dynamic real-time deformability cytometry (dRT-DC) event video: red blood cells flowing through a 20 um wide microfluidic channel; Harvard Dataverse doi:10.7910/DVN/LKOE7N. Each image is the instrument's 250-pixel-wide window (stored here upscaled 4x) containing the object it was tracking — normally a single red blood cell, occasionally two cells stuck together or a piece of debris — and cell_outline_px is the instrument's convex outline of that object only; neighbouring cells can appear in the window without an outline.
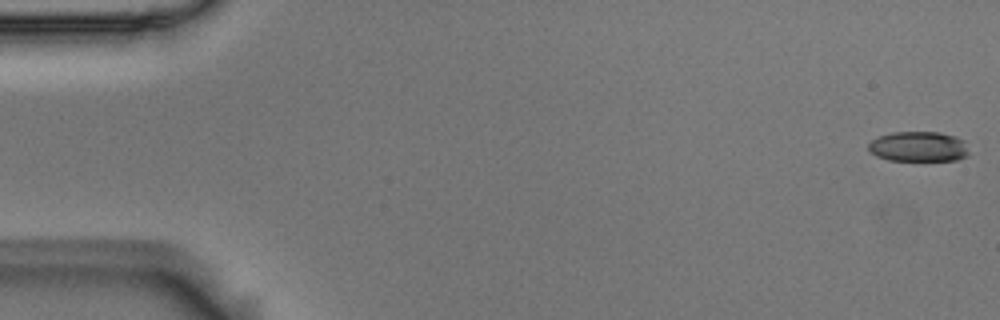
{"species": "Egyptian fruit bat (a non-hibernating species)", "species_latin": "Rousettus aegyptiacus", "temperature_condition": "room temperature", "stored_images_in_passage": 55, "camera_frame_rate_fps": 3000, "um_per_image_px": 0.085, "animal": {"sex": "male"}, "frame": {"image": 1, "passage_image": 1, "time_ms": 0.0, "image_size_px": [1000, 320], "cell_outline_px": [[968, 156], [956, 160], [888, 160], [876, 156], [868, 148], [868, 144], [872, 140], [880, 136], [892, 132], [940, 132], [956, 136], [964, 140], [968, 152]], "centroid_in_image_um": [78.09, 12.45], "position_along_channel_um": 6.9, "area_um2": 17.63}}
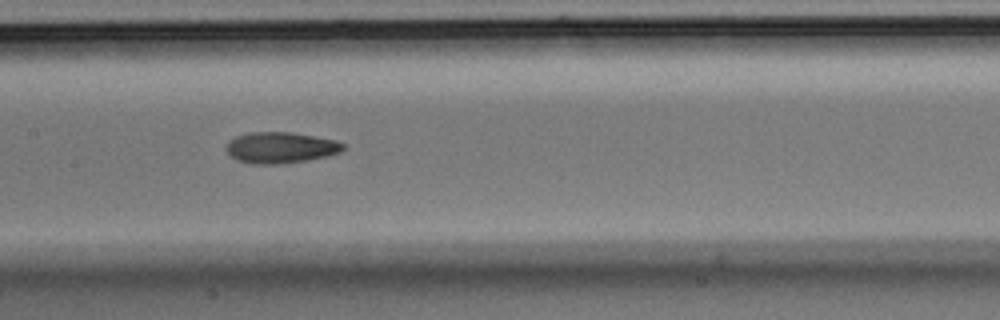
{"frame": {"image": 2, "passage_image": 27, "time_ms": 8.667, "image_size_px": [1000, 320], "cell_outline_px": [[344, 148], [340, 152], [328, 156], [304, 160], [276, 164], [252, 164], [236, 160], [224, 148], [236, 136], [248, 132], [292, 132], [336, 140], [344, 144]], "centroid_in_image_um": [23.85, 12.54], "position_along_channel_um": 183.6, "area_um2": 21.04}}
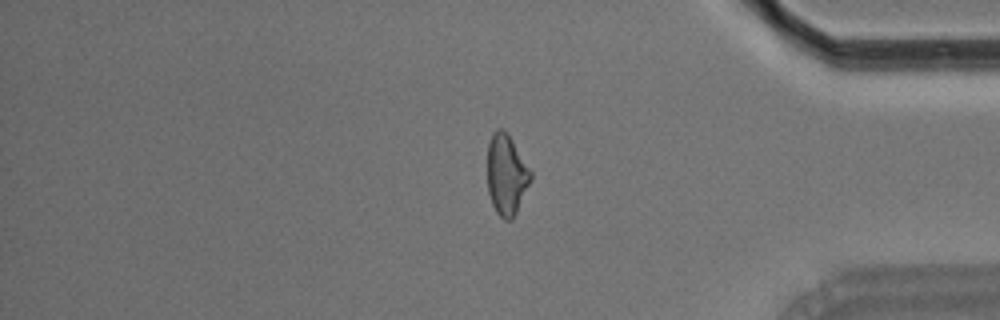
{"frame": {"image": 3, "passage_image": 46, "time_ms": 15.0, "image_size_px": [1000, 320], "cell_outline_px": [[532, 180], [512, 220], [504, 220], [496, 212], [492, 204], [488, 192], [488, 144], [492, 132], [496, 128], [504, 128], [508, 132], [532, 172]], "centroid_in_image_um": [43.05, 14.82], "position_along_channel_um": 392.1, "area_um2": 20.58}, "authors_computed_cell_mechanics": {"area_um2": 20.519, "velocity_mm_per_s": 3.6711, "shape_relaxation_time_tau1_ms": 5.4964, "shape_relaxation_time_tau2_ms": 4.1789, "deformation_change_tau1": 0.1813, "deformation_change_tau2": 0.1284}}